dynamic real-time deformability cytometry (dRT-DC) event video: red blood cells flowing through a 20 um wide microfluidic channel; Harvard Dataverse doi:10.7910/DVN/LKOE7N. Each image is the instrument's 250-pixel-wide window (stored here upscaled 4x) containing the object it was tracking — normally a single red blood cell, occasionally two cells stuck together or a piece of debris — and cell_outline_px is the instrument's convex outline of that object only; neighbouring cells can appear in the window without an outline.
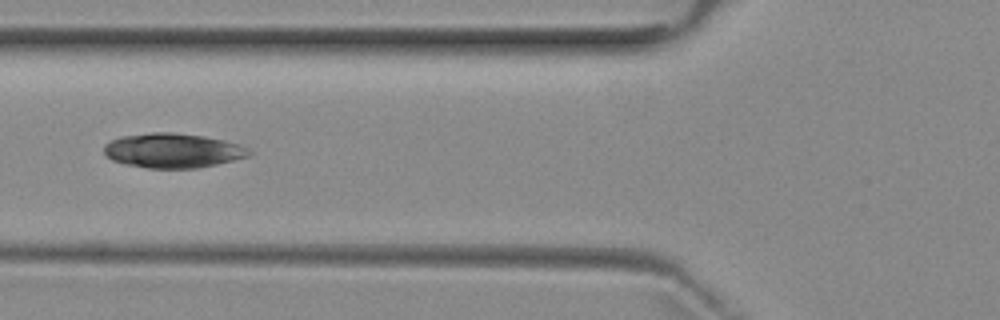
{"species": "common noctule bat (a hibernating species)", "species_latin": "Nyctalus noctula", "temperature_condition": "room temperature", "stored_images_in_passage": 6, "camera_frame_rate_fps": 3000, "um_per_image_px": 0.085, "animal": {"sex": "female", "body_mass_g": 29.2, "forearm_length_mm": 56.3}, "frame": {"image": 1, "passage_image": 5, "time_ms": 5.667, "image_size_px": [1000, 320], "cell_outline_px": [[252, 152], [248, 156], [216, 164], [196, 168], [148, 168], [124, 164], [112, 160], [104, 152], [104, 144], [112, 140], [124, 136], [152, 132], [172, 132], [204, 136], [224, 140], [240, 144], [248, 148]], "centroid_in_image_um": [14.69, 12.79], "position_along_channel_um": 111.1, "area_um2": 29.07}}
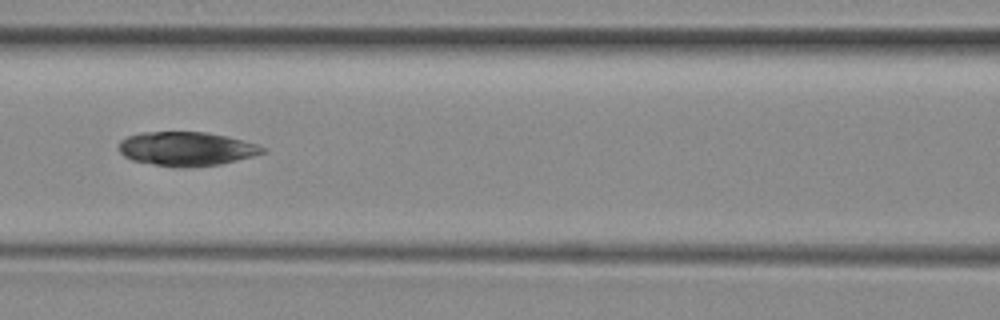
{"frame": {"image": 2, "passage_image": 6, "time_ms": 6.667, "image_size_px": [1000, 320], "cell_outline_px": [[268, 148], [264, 152], [252, 156], [220, 164], [192, 168], [176, 168], [152, 164], [132, 160], [124, 156], [120, 152], [120, 140], [128, 136], [140, 132], [208, 132], [256, 144]], "centroid_in_image_um": [15.82, 12.66], "position_along_channel_um": 150.8, "area_um2": 28.5}}